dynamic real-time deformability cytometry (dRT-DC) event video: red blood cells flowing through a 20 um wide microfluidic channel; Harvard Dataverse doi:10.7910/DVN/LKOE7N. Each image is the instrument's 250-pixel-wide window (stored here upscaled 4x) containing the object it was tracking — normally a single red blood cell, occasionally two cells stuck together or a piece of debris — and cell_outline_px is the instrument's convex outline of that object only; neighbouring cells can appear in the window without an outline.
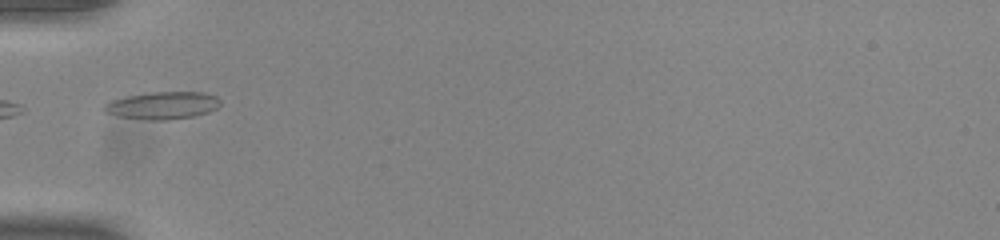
{"species": "common noctule bat (a hibernating species)", "species_latin": "Nyctalus noctula", "temperature_condition": "room temperature", "stored_images_in_passage": 36, "camera_frame_rate_fps": 3000, "um_per_image_px": 0.085, "animal": {"sex": "male", "body_mass_g": 20.0, "forearm_length_mm": 53.3}, "frame": {"image": 1, "passage_image": 1, "time_ms": 0.0, "image_size_px": [1000, 240], "cell_outline_px": [[220, 104], [216, 108], [208, 112], [192, 116], [164, 120], [156, 120], [120, 116], [108, 112], [104, 108], [104, 104], [112, 100], [128, 96], [152, 92], [204, 92], [216, 96], [220, 100]], "centroid_in_image_um": [13.87, 8.94], "position_along_channel_um": 71.1, "area_um2": 18.09}}
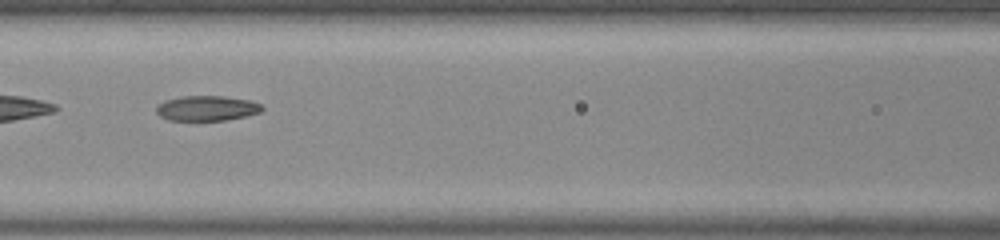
{"frame": {"image": 2, "passage_image": 7, "time_ms": 2.0, "image_size_px": [1000, 240], "cell_outline_px": [[264, 108], [260, 112], [244, 116], [224, 120], [168, 120], [160, 116], [156, 112], [156, 108], [164, 100], [180, 96], [224, 96], [252, 100], [264, 104]], "centroid_in_image_um": [17.61, 9.19], "position_along_channel_um": 149.0, "area_um2": 15.55}}
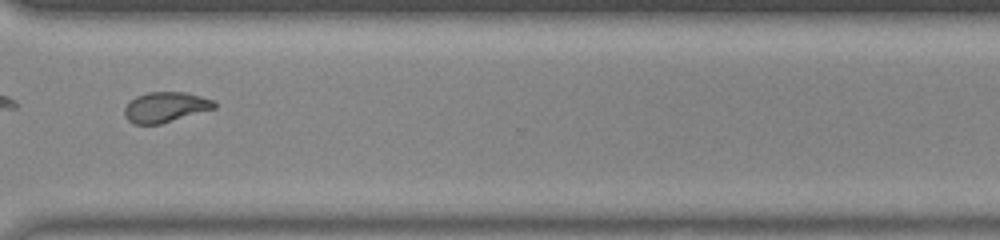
{"frame": {"image": 3, "passage_image": 23, "time_ms": 7.333, "image_size_px": [1000, 240], "cell_outline_px": [[216, 108], [160, 124], [132, 124], [124, 116], [124, 108], [136, 96], [148, 92], [184, 92], [216, 100]], "centroid_in_image_um": [14.07, 9.11], "position_along_channel_um": 356.5, "area_um2": 15.84}, "authors_computed_cell_mechanics": {"area_um2": 15.8372, "velocity_mm_per_s": 3.8886, "shape_relaxation_time_tau1_ms": null, "shape_relaxation_time_tau2_ms": 1.995, "deformation_change_tau1": null, "deformation_change_tau2": 0.0691}}